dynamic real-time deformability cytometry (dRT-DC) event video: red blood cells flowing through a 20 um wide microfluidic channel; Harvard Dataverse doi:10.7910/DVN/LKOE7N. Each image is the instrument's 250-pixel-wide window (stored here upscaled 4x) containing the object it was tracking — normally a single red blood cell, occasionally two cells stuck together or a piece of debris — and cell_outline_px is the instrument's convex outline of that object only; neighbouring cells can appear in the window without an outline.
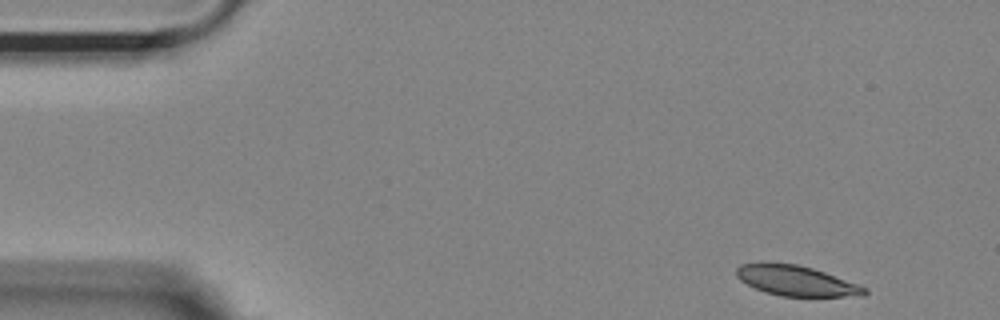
{"species": "Egyptian fruit bat (a non-hibernating species)", "species_latin": "Rousettus aegyptiacus", "temperature_condition": "room temperature", "stored_images_in_passage": 50, "camera_frame_rate_fps": 3000, "um_per_image_px": 0.085, "animal": {"sex": "female"}, "frame": {"image": 1, "passage_image": 1, "time_ms": 0.0, "image_size_px": [1000, 320], "cell_outline_px": [[868, 292], [864, 296], [780, 296], [764, 292], [740, 280], [736, 276], [736, 268], [740, 264], [764, 260], [796, 264], [812, 268], [824, 272], [868, 288]], "centroid_in_image_um": [67.62, 23.83], "position_along_channel_um": 17.4, "area_um2": 22.89}}
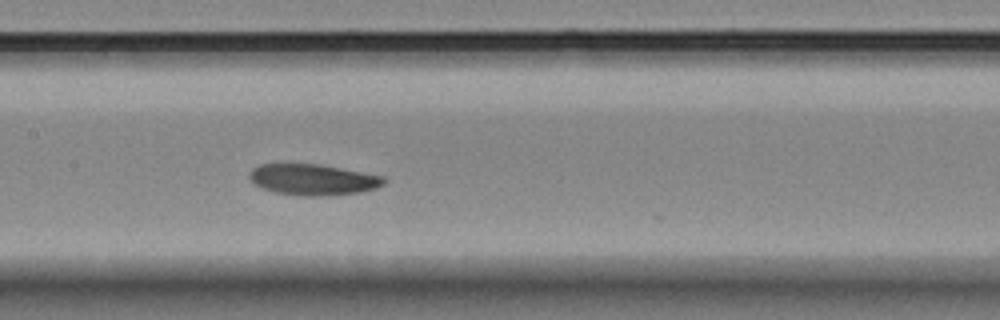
{"frame": {"image": 2, "passage_image": 22, "time_ms": 7.0, "image_size_px": [1000, 320], "cell_outline_px": [[384, 184], [376, 188], [360, 192], [320, 196], [304, 196], [276, 192], [260, 188], [252, 184], [248, 180], [248, 172], [252, 168], [260, 164], [280, 160], [320, 164], [384, 176]], "centroid_in_image_um": [26.46, 15.21], "position_along_channel_um": 180.9, "area_um2": 25.32}}
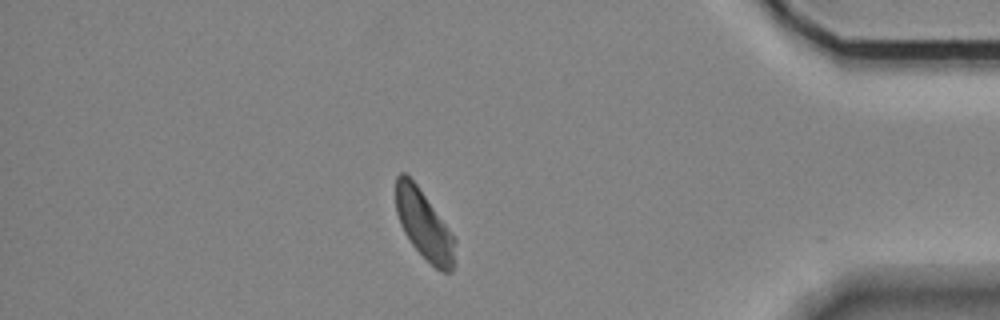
{"frame": {"image": 3, "passage_image": 43, "time_ms": 14.0, "image_size_px": [1000, 320], "cell_outline_px": [[456, 264], [452, 272], [444, 272], [436, 268], [412, 244], [404, 232], [400, 224], [396, 212], [396, 176], [400, 172], [404, 172], [416, 184], [456, 236]], "centroid_in_image_um": [36.1, 19.14], "position_along_channel_um": 399.1, "area_um2": 23.99}, "authors_computed_cell_mechanics": {"area_um2": 24.2471, "velocity_mm_per_s": 3.6494, "shape_relaxation_time_tau1_ms": 6.0184, "shape_relaxation_time_tau2_ms": null, "deformation_change_tau1": 0.1437, "deformation_change_tau2": null}}